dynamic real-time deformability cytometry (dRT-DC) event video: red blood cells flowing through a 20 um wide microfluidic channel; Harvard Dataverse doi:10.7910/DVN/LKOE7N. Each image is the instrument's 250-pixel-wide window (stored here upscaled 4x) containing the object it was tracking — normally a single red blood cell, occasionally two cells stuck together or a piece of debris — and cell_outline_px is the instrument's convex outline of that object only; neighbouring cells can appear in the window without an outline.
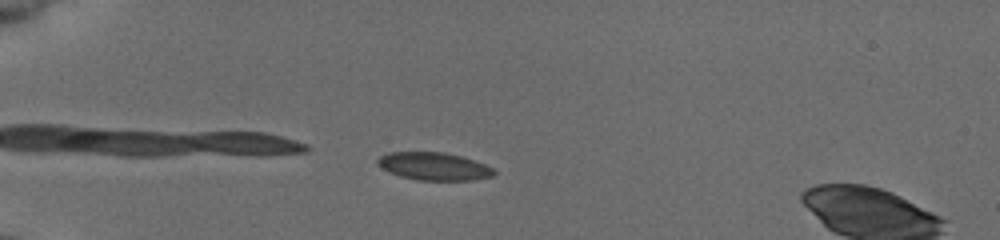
{"species": "common noctule bat (a hibernating species)", "species_latin": "Nyctalus noctula", "temperature_condition": "cold", "stored_images_in_passage": 39, "camera_frame_rate_fps": 3000, "um_per_image_px": 0.085, "animal": {"sex": "female", "body_mass_g": 19.5, "forearm_length_mm": 54.1}, "frame": {"image": 1, "passage_image": 1, "time_ms": 0.0, "image_size_px": [1000, 240], "cell_outline_px": [[496, 172], [492, 176], [472, 180], [416, 180], [400, 176], [388, 172], [376, 164], [376, 160], [380, 156], [388, 152], [444, 152], [460, 156], [484, 164], [492, 168]], "centroid_in_image_um": [36.83, 14.14], "position_along_channel_um": 48.2, "area_um2": 18.79}}
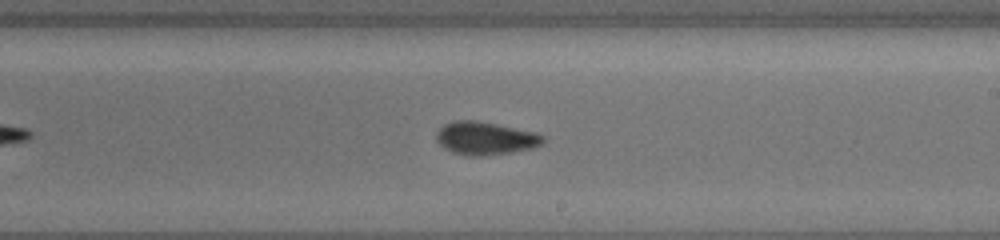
{"frame": {"image": 2, "passage_image": 19, "time_ms": 6.0, "image_size_px": [1000, 240], "cell_outline_px": [[544, 144], [532, 148], [512, 152], [484, 156], [464, 156], [452, 152], [444, 148], [436, 140], [436, 132], [444, 124], [452, 120], [476, 120], [536, 132], [544, 136]], "centroid_in_image_um": [41.24, 11.76], "position_along_channel_um": 247.8, "area_um2": 20.75}}
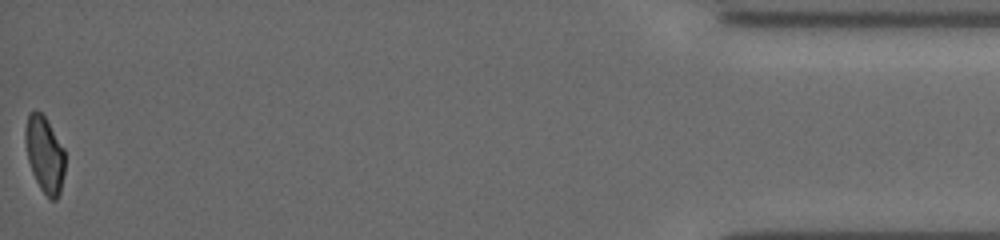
{"frame": {"image": 3, "passage_image": 39, "time_ms": 12.667, "image_size_px": [1000, 240], "cell_outline_px": [[64, 172], [60, 192], [56, 200], [48, 200], [40, 188], [32, 172], [28, 160], [24, 140], [24, 132], [28, 112], [36, 108], [44, 116], [64, 148]], "centroid_in_image_um": [3.77, 13.11], "position_along_channel_um": 431.4, "area_um2": 17.8}, "authors_computed_cell_mechanics": {"area_um2": 19.2474, "velocity_mm_per_s": 3.9184, "shape_relaxation_time_tau1_ms": 5.9824, "shape_relaxation_time_tau2_ms": 2.9917, "deformation_change_tau1": 0.1328, "deformation_change_tau2": 0.0612}}